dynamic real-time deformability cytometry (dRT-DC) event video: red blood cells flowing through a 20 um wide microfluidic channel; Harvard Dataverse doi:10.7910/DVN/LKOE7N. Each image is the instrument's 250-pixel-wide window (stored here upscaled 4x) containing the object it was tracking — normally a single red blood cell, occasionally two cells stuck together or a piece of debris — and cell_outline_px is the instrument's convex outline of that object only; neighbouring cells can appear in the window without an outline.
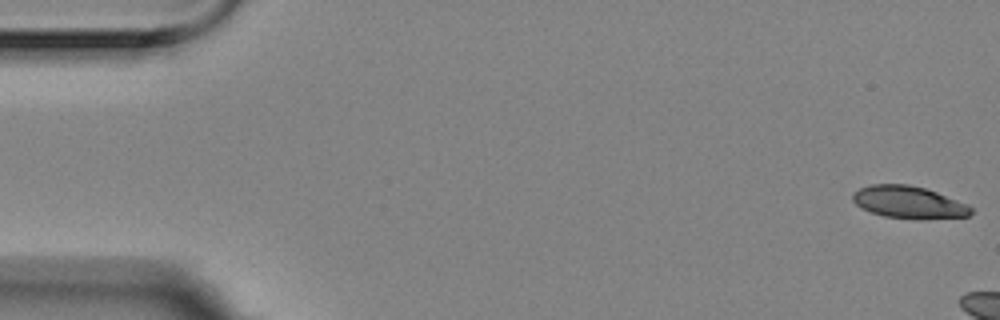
{"species": "Egyptian fruit bat (a non-hibernating species)", "species_latin": "Rousettus aegyptiacus", "temperature_condition": "room temperature", "stored_images_in_passage": 4, "camera_frame_rate_fps": 3000, "um_per_image_px": 0.085, "animal": {"sex": "female"}, "frame": {"image": 1, "passage_image": 1, "time_ms": 0.0, "image_size_px": [1000, 320], "cell_outline_px": [[972, 212], [968, 216], [924, 220], [916, 220], [884, 216], [872, 212], [856, 204], [852, 200], [852, 192], [860, 188], [872, 184], [908, 184], [924, 188], [936, 192], [968, 204], [972, 208]], "centroid_in_image_um": [77.26, 17.2], "position_along_channel_um": 7.7, "area_um2": 22.37}}